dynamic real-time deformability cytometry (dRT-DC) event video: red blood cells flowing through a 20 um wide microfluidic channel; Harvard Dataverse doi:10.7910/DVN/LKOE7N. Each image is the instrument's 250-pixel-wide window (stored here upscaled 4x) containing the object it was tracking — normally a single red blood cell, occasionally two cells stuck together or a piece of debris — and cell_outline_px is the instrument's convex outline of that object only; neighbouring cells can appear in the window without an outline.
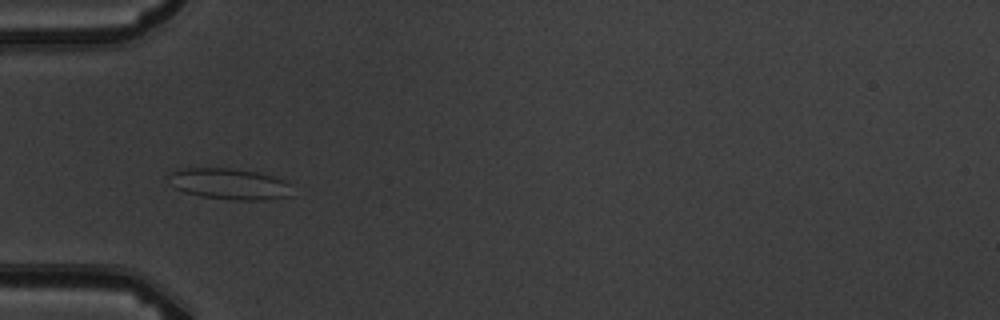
{"species": "common noctule bat (a hibernating species)", "species_latin": "Nyctalus noctula", "temperature_condition": "warm", "stored_images_in_passage": 6, "camera_frame_rate_fps": 3000, "um_per_image_px": 0.085, "animal": {"sex": "male", "body_mass_g": 19.5, "forearm_length_mm": 54.6}, "frame": {"image": 1, "passage_image": 5, "time_ms": 6.333, "image_size_px": [1000, 320], "cell_outline_px": [[292, 196], [264, 200], [232, 200], [200, 196], [184, 192], [176, 188], [168, 176], [168, 172], [176, 168], [232, 168], [256, 172], [272, 176], [284, 180], [288, 184]], "centroid_in_image_um": [19.47, 15.63], "position_along_channel_um": 65.5, "area_um2": 22.43}}
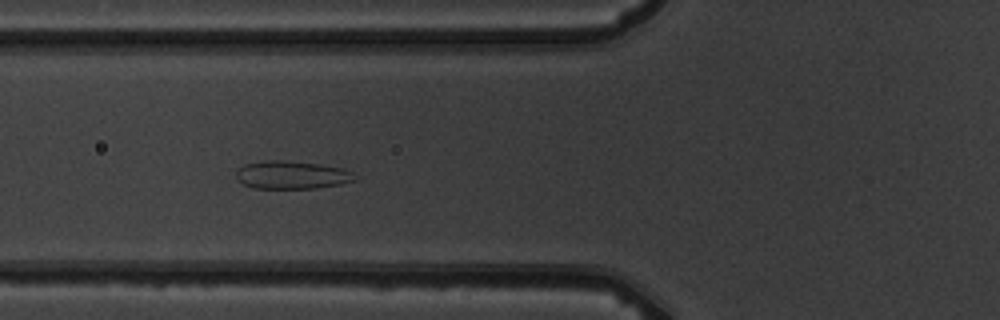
{"frame": {"image": 2, "passage_image": 6, "time_ms": 7.333, "image_size_px": [1000, 320], "cell_outline_px": [[356, 180], [340, 184], [316, 188], [252, 188], [236, 180], [236, 172], [244, 164], [268, 160], [280, 160], [320, 164], [340, 168], [352, 172]], "centroid_in_image_um": [24.76, 14.87], "position_along_channel_um": 101.0, "area_um2": 19.19}}